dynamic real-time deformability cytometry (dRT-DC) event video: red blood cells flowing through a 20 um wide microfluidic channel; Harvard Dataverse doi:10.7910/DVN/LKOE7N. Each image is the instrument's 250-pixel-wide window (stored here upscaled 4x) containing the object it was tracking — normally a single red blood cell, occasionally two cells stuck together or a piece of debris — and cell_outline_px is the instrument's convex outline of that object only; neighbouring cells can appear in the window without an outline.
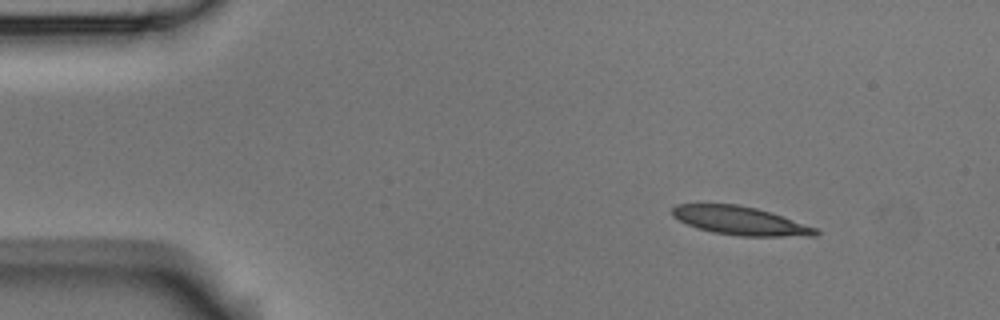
{"species": "Egyptian fruit bat (a non-hibernating species)", "species_latin": "Rousettus aegyptiacus", "temperature_condition": "room temperature", "stored_images_in_passage": 4, "segment_of_instrument_passage": [1, 2], "camera_frame_rate_fps": 3000, "um_per_image_px": 0.085, "animal": {"sex": "male"}, "frame": {"image": 1, "passage_image": 1, "time_ms": 0.0, "image_size_px": [1000, 320], "cell_outline_px": [[820, 232], [816, 236], [740, 236], [712, 232], [696, 228], [672, 216], [672, 208], [676, 204], [736, 204], [756, 208], [772, 212], [816, 228]], "centroid_in_image_um": [62.92, 18.76], "position_along_channel_um": 22.1, "area_um2": 23.76}}